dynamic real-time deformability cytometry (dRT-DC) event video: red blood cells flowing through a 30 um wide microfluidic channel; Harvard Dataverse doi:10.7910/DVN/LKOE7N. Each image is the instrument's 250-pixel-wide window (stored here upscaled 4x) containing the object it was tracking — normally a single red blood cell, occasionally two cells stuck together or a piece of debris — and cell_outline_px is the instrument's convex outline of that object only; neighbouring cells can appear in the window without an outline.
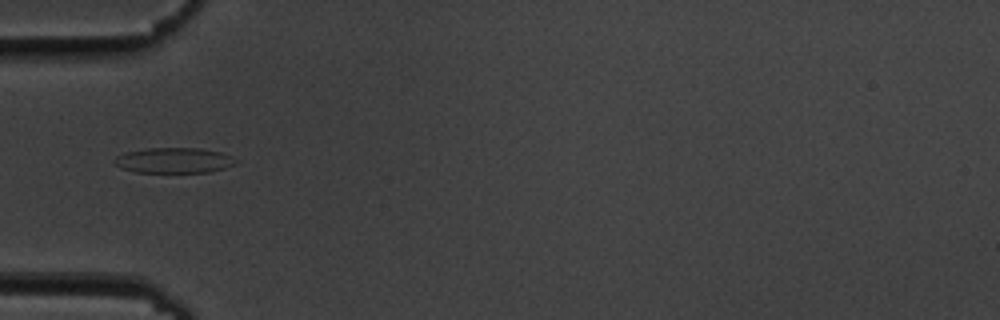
{"species": "common noctule bat (a hibernating species)", "species_latin": "Nyctalus noctula", "temperature_condition": "cold", "stored_images_in_passage": 21, "camera_frame_rate_fps": 3000, "um_per_image_px": 0.085, "animal": {"sex": "male", "body_mass_g": 19.5, "forearm_length_mm": 54.6}, "frame": {"image": 1, "passage_image": 1, "time_ms": 0.0, "image_size_px": [1000, 320], "cell_outline_px": [[240, 160], [236, 164], [212, 172], [136, 172], [120, 168], [112, 160], [116, 156], [124, 152], [148, 148], [200, 148], [220, 152]], "centroid_in_image_um": [14.79, 13.63], "position_along_channel_um": 70.2, "area_um2": 18.09}}
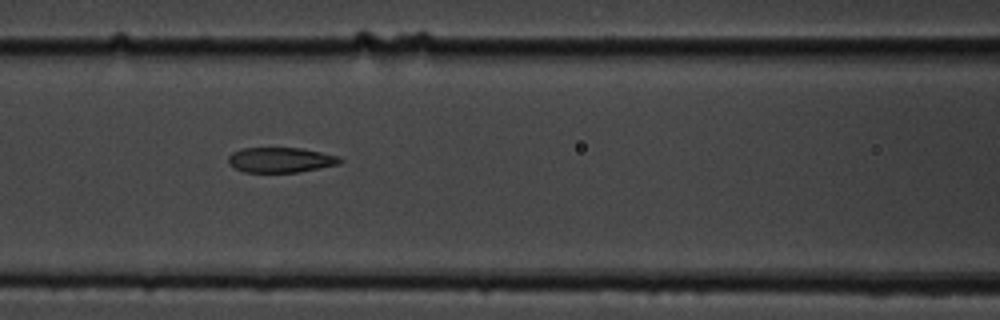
{"frame": {"image": 2, "passage_image": 7, "time_ms": 2.0, "image_size_px": [1000, 320], "cell_outline_px": [[344, 160], [340, 164], [300, 172], [244, 172], [228, 164], [228, 156], [232, 152], [240, 148], [300, 148], [340, 156]], "centroid_in_image_um": [23.86, 13.59], "position_along_channel_um": 142.7, "area_um2": 16.47}}
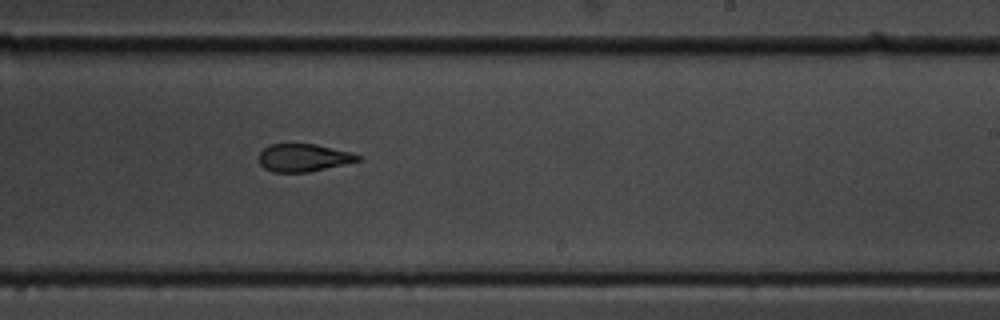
{"frame": {"image": 3, "passage_image": 17, "time_ms": 5.333, "image_size_px": [1000, 320], "cell_outline_px": [[364, 160], [308, 172], [272, 172], [264, 168], [260, 164], [260, 152], [268, 144], [316, 144], [352, 152], [364, 156]], "centroid_in_image_um": [25.86, 13.4], "position_along_channel_um": 263.1, "area_um2": 16.18}}